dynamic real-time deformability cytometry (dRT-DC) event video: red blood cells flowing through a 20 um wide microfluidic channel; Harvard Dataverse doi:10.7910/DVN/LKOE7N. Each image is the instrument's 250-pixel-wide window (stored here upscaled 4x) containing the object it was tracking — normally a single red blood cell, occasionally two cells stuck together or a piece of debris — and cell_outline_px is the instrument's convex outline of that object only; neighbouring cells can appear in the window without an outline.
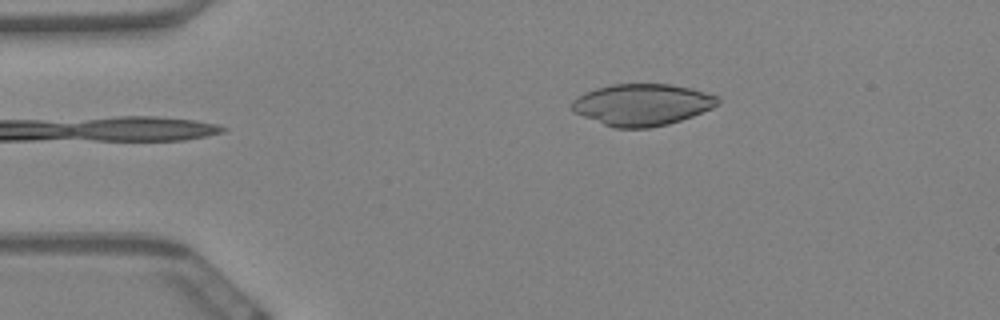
{"species": "Egyptian fruit bat (a non-hibernating species)", "species_latin": "Rousettus aegyptiacus", "temperature_condition": "warm", "stored_images_in_passage": 41, "camera_frame_rate_fps": 3000, "um_per_image_px": 0.085, "animal": {"sex": "female"}, "frame": {"image": 1, "passage_image": 1, "time_ms": 0.0, "image_size_px": [1000, 320], "cell_outline_px": [[720, 104], [712, 108], [692, 116], [668, 124], [648, 128], [616, 128], [604, 124], [572, 112], [572, 100], [576, 96], [584, 92], [596, 88], [612, 84], [672, 84], [692, 88], [720, 96]], "centroid_in_image_um": [54.6, 8.88], "position_along_channel_um": 30.4, "area_um2": 35.66}}
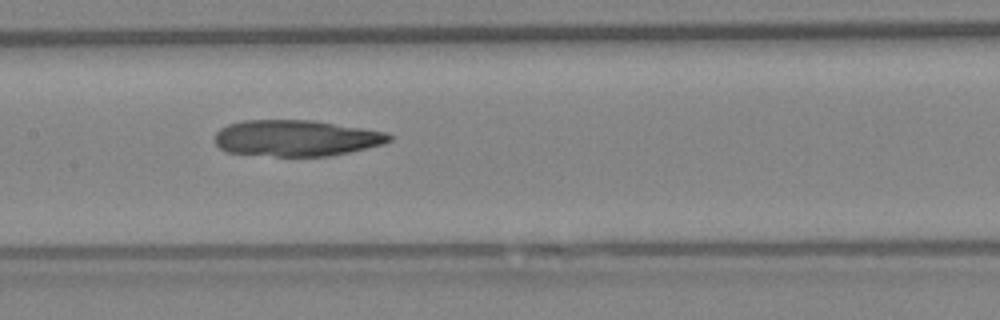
{"frame": {"image": 2, "passage_image": 19, "time_ms": 6.0, "image_size_px": [1000, 320], "cell_outline_px": [[392, 140], [384, 144], [348, 152], [328, 156], [276, 156], [224, 152], [216, 144], [216, 132], [220, 128], [228, 124], [244, 120], [312, 120], [388, 132], [392, 136]], "centroid_in_image_um": [25.18, 11.74], "position_along_channel_um": 182.2, "area_um2": 36.82}}
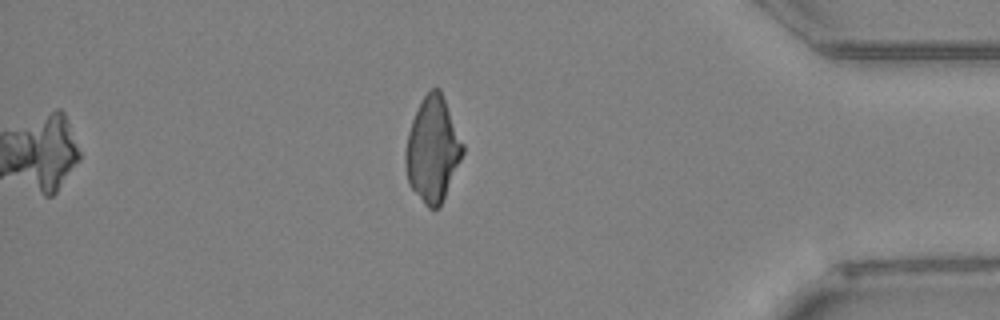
{"frame": {"image": 3, "passage_image": 41, "time_ms": 13.333, "image_size_px": [1000, 320], "cell_outline_px": [[464, 152], [440, 208], [428, 208], [424, 204], [408, 184], [404, 164], [404, 152], [408, 132], [412, 120], [420, 100], [436, 84], [440, 88], [464, 144]], "centroid_in_image_um": [36.76, 12.7], "position_along_channel_um": 398.4, "area_um2": 35.32}}